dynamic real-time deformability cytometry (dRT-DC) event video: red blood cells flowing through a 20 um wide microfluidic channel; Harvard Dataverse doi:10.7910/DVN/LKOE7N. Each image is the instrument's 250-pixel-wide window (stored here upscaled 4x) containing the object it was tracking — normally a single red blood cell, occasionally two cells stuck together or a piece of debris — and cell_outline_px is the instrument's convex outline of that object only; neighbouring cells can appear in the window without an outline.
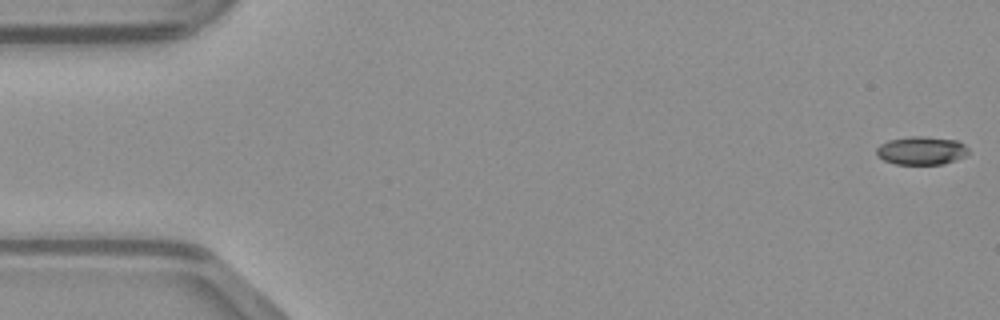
{"species": "common noctule bat (a hibernating species)", "species_latin": "Nyctalus noctula", "temperature_condition": "warm", "stored_images_in_passage": 49, "camera_frame_rate_fps": 3000, "um_per_image_px": 0.085, "animal": {"sex": "male", "body_mass_g": 23.1, "forearm_length_mm": 52.7}, "frame": {"image": 1, "passage_image": 1, "time_ms": 0.0, "image_size_px": [1000, 320], "cell_outline_px": [[968, 152], [964, 156], [956, 160], [944, 164], [896, 164], [884, 160], [876, 156], [876, 148], [880, 144], [888, 140], [908, 136], [924, 136], [956, 140], [964, 144], [968, 148]], "centroid_in_image_um": [78.29, 12.79], "position_along_channel_um": 6.7, "area_um2": 15.26}}
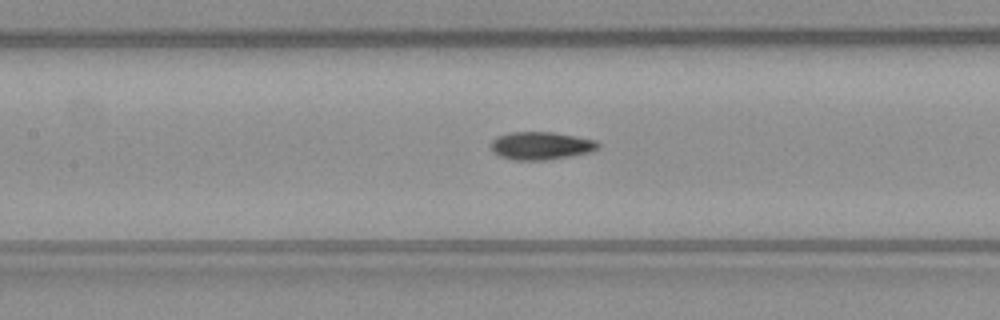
{"frame": {"image": 2, "passage_image": 22, "time_ms": 7.0, "image_size_px": [1000, 320], "cell_outline_px": [[600, 148], [592, 152], [548, 160], [516, 160], [500, 156], [492, 152], [492, 140], [496, 136], [512, 132], [552, 132], [576, 136], [596, 140], [600, 144]], "centroid_in_image_um": [46.02, 12.39], "position_along_channel_um": 161.4, "area_um2": 17.51}}
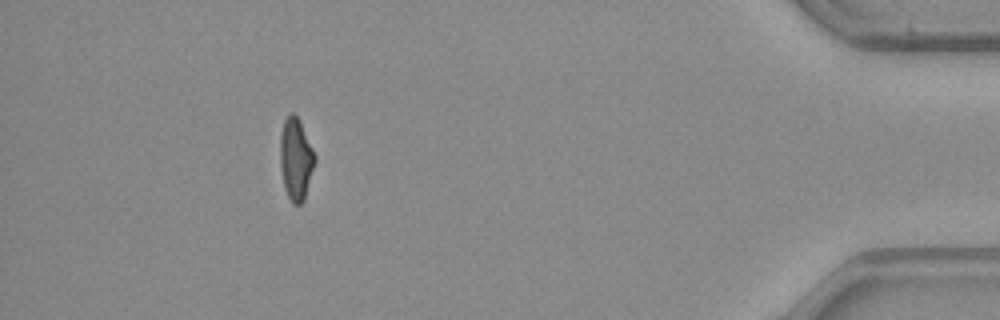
{"frame": {"image": 3, "passage_image": 44, "time_ms": 14.333, "image_size_px": [1000, 320], "cell_outline_px": [[316, 160], [304, 200], [300, 204], [292, 204], [284, 188], [280, 168], [280, 136], [284, 120], [292, 112], [300, 120], [316, 156]], "centroid_in_image_um": [25.14, 13.53], "position_along_channel_um": 410.1, "area_um2": 16.65}}